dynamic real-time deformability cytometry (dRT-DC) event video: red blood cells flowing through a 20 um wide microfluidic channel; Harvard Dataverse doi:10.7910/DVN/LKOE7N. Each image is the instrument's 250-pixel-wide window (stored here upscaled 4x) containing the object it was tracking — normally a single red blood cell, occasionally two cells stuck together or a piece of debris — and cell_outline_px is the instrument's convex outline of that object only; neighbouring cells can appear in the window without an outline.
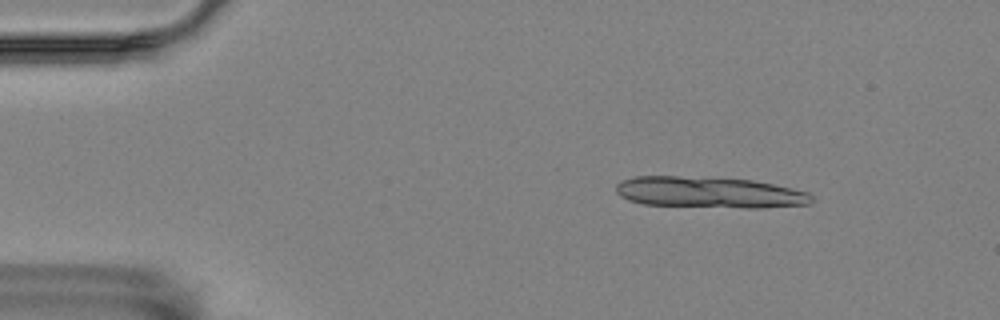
{"species": "Egyptian fruit bat (a non-hibernating species)", "species_latin": "Rousettus aegyptiacus", "temperature_condition": "room temperature", "stored_images_in_passage": 14, "camera_frame_rate_fps": 3000, "um_per_image_px": 0.085, "animal": {"sex": "female"}, "frame": {"image": 1, "passage_image": 7, "time_ms": 2.0, "image_size_px": [1000, 320], "cell_outline_px": [[812, 204], [760, 208], [744, 208], [644, 204], [628, 200], [620, 196], [616, 192], [616, 184], [620, 180], [636, 176], [676, 176], [752, 180], [792, 188], [808, 192], [812, 196]], "centroid_in_image_um": [60.28, 16.36], "position_along_channel_um": 24.7, "area_um2": 35.49}}